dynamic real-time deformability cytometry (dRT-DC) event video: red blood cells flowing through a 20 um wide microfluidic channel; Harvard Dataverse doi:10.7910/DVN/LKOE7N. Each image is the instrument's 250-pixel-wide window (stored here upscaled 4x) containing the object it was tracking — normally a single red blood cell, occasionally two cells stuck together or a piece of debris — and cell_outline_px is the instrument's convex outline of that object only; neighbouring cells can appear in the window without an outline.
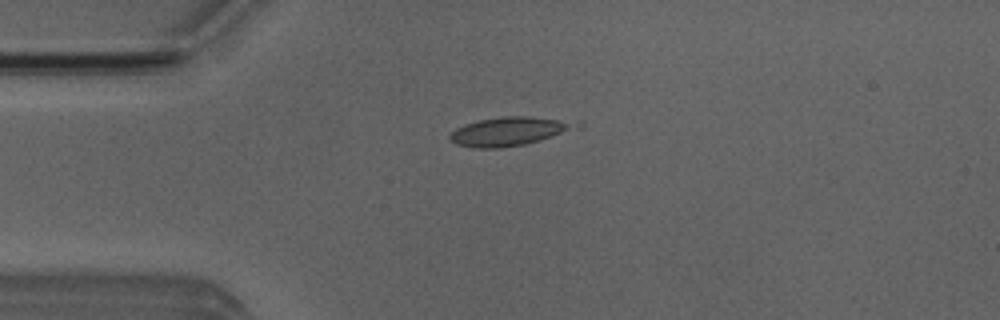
{"species": "Egyptian fruit bat (a non-hibernating species)", "species_latin": "Rousettus aegyptiacus", "temperature_condition": "room temperature", "stored_images_in_passage": 16, "camera_frame_rate_fps": 3000, "um_per_image_px": 0.085, "animal": {"sex": "male"}, "frame": {"image": 1, "passage_image": 11, "time_ms": 3.333, "image_size_px": [1000, 320], "cell_outline_px": [[584, 128], [524, 144], [500, 148], [476, 148], [456, 144], [448, 136], [456, 128], [464, 124], [480, 120], [504, 116], [528, 116], [580, 120], [584, 124]], "centroid_in_image_um": [43.46, 11.14], "position_along_channel_um": 41.5, "area_um2": 21.68}}